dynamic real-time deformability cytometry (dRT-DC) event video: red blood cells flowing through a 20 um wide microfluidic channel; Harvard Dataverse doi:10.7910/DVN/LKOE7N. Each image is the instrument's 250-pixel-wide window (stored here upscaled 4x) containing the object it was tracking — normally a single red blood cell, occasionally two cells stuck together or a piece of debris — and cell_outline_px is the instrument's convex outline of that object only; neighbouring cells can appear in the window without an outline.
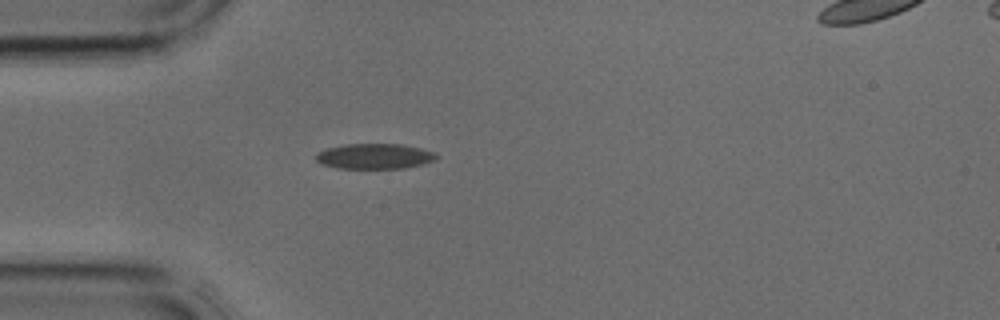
{"species": "common noctule bat (a hibernating species)", "species_latin": "Nyctalus noctula", "temperature_condition": "cold", "stored_images_in_passage": 1, "camera_frame_rate_fps": 3000, "um_per_image_px": 0.085, "animal": {"sex": "male", "body_mass_g": 17.9, "forearm_length_mm": 54.2}, "frame": {"image": 1, "passage_image": 1, "time_ms": 0.0, "image_size_px": [1000, 320], "cell_outline_px": [[440, 156], [436, 160], [424, 164], [404, 168], [336, 168], [320, 164], [316, 160], [316, 156], [320, 152], [328, 148], [344, 144], [400, 144], [420, 148], [436, 152]], "centroid_in_image_um": [31.89, 13.28], "position_along_channel_um": 53.1, "area_um2": 17.86}}